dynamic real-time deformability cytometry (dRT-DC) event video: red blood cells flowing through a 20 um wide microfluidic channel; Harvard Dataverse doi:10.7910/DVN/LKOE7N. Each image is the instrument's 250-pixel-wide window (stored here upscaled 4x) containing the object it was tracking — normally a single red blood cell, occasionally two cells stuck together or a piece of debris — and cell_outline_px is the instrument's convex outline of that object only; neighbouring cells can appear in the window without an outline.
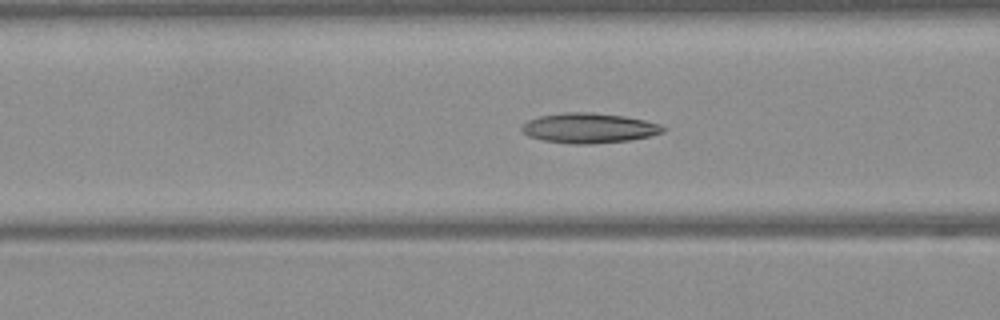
{"species": "Egyptian fruit bat (a non-hibernating species)", "species_latin": "Rousettus aegyptiacus", "temperature_condition": "warm", "stored_images_in_passage": 50, "camera_frame_rate_fps": 3000, "um_per_image_px": 0.085, "frame": {"image": 1, "passage_image": 20, "time_ms": 6.333, "image_size_px": [1000, 320], "cell_outline_px": [[668, 128], [664, 132], [648, 136], [628, 140], [592, 144], [576, 144], [544, 140], [528, 136], [520, 128], [528, 120], [540, 116], [564, 112], [592, 112], [624, 116], [644, 120], [660, 124]], "centroid_in_image_um": [50.09, 10.88], "position_along_channel_um": 116.5, "area_um2": 24.57}}
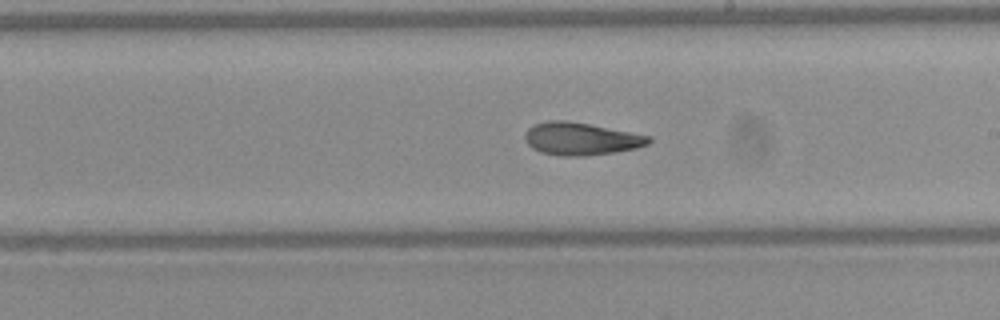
{"frame": {"image": 2, "passage_image": 29, "time_ms": 9.333, "image_size_px": [1000, 320], "cell_outline_px": [[652, 140], [648, 144], [636, 148], [588, 156], [560, 156], [540, 152], [532, 148], [524, 140], [524, 136], [528, 128], [532, 124], [548, 120], [564, 120], [588, 124], [652, 136]], "centroid_in_image_um": [49.35, 11.8], "position_along_channel_um": 239.7, "area_um2": 23.58}}
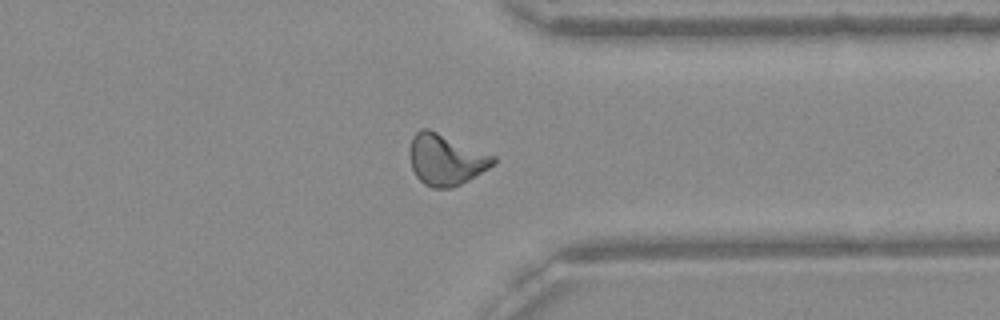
{"frame": {"image": 3, "passage_image": 39, "time_ms": 12.667, "image_size_px": [1000, 320], "cell_outline_px": [[496, 160], [488, 168], [468, 180], [452, 188], [432, 188], [424, 184], [416, 176], [412, 168], [408, 156], [408, 148], [412, 136], [420, 128], [428, 128], [496, 156]], "centroid_in_image_um": [37.84, 13.55], "position_along_channel_um": 373.6, "area_um2": 24.97}, "authors_computed_cell_mechanics": {"area_um2": 23.987, "velocity_mm_per_s": 4.1017, "shape_relaxation_time_tau1_ms": null, "shape_relaxation_time_tau2_ms": 2.9876, "deformation_change_tau1": null, "deformation_change_tau2": 0.111}}